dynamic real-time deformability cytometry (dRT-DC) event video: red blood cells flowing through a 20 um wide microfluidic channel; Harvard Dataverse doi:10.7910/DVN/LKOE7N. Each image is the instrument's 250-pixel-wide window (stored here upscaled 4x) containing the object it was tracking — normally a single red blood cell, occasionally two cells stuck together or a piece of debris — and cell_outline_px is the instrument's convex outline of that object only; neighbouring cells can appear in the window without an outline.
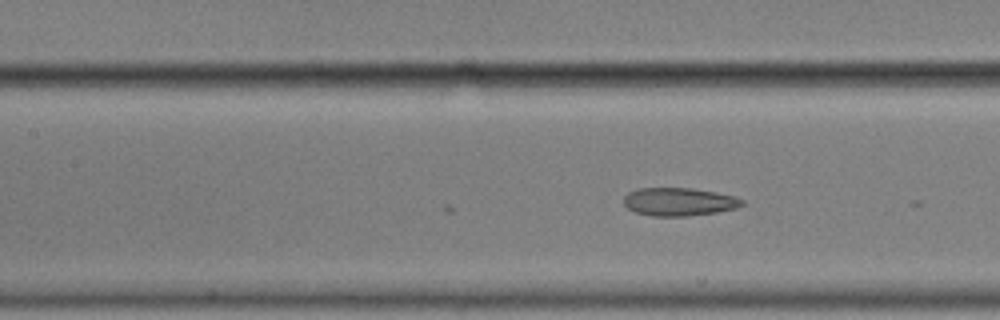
{"species": "common noctule bat (a hibernating species)", "species_latin": "Nyctalus noctula", "temperature_condition": "cold", "stored_images_in_passage": 7, "camera_frame_rate_fps": 3000, "um_per_image_px": 0.085, "animal": {"sex": "male", "body_mass_g": 17.9}, "frame": {"image": 1, "passage_image": 7, "time_ms": 2.0, "image_size_px": [1000, 320], "cell_outline_px": [[744, 204], [736, 208], [716, 212], [688, 216], [652, 216], [636, 212], [628, 208], [624, 204], [624, 196], [628, 192], [636, 188], [692, 188], [716, 192], [736, 196], [744, 200]], "centroid_in_image_um": [57.72, 17.14], "position_along_channel_um": 149.7, "area_um2": 19.48}}